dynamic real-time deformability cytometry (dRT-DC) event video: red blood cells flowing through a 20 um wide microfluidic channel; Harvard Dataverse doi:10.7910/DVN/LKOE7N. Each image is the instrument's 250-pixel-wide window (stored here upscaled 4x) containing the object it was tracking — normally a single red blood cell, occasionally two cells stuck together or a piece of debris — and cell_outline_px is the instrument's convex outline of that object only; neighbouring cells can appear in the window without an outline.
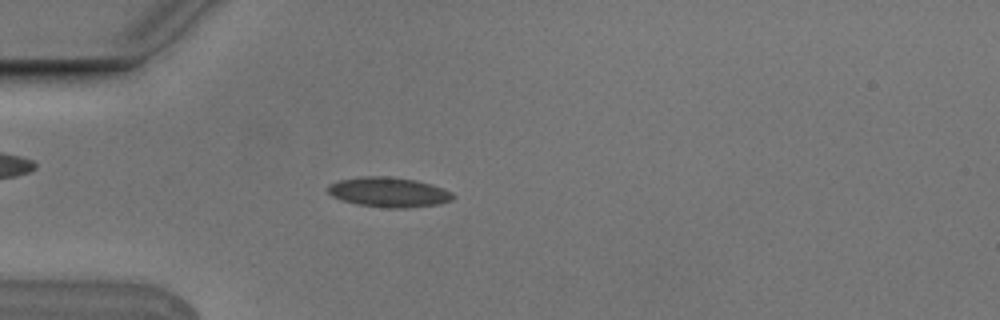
{"species": "Egyptian fruit bat (a non-hibernating species)", "species_latin": "Rousettus aegyptiacus", "temperature_condition": "cold", "stored_images_in_passage": 4, "camera_frame_rate_fps": 3000, "um_per_image_px": 0.085, "animal": {"sex": "male"}, "frame": {"image": 1, "passage_image": 4, "time_ms": 1.0, "image_size_px": [1000, 320], "cell_outline_px": [[456, 196], [452, 200], [440, 204], [408, 208], [384, 208], [356, 204], [340, 200], [332, 196], [328, 192], [328, 184], [340, 180], [364, 176], [388, 176], [412, 180], [432, 184], [444, 188], [452, 192]], "centroid_in_image_um": [33.06, 16.35], "position_along_channel_um": 51.9, "area_um2": 21.96}}